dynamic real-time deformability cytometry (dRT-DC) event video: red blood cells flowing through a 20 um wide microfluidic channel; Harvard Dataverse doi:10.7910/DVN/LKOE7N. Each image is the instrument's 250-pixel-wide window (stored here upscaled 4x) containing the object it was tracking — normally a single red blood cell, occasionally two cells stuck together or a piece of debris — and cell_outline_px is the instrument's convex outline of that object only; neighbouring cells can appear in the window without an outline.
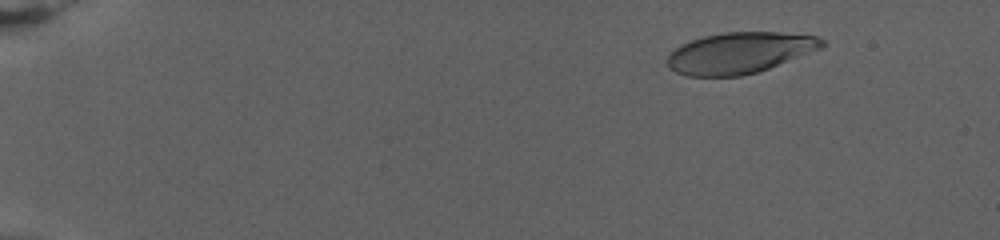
{"species": "human", "species_latin": "Homo sapiens", "temperature_condition": "warm", "stored_images_in_passage": 50, "camera_frame_rate_fps": 3000, "um_per_image_px": 0.085, "donor": {"sex": "female"}, "frame": {"image": 1, "passage_image": 7, "time_ms": 2.0, "image_size_px": [1000, 240], "cell_outline_px": [[824, 44], [820, 48], [768, 68], [756, 72], [740, 76], [688, 76], [676, 72], [668, 64], [668, 56], [676, 48], [692, 40], [704, 36], [724, 32], [780, 32], [816, 36], [824, 40]], "centroid_in_image_um": [62.86, 4.48], "position_along_channel_um": 22.1, "area_um2": 36.36}}
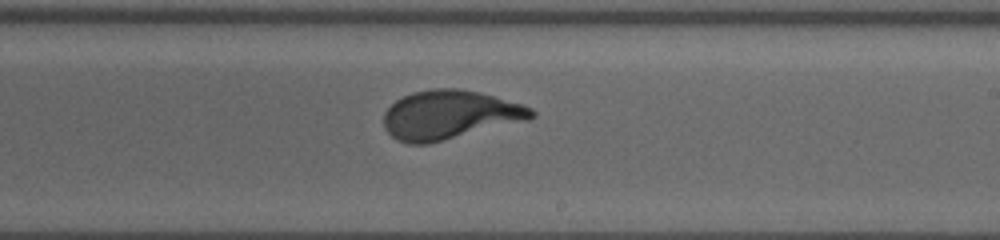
{"frame": {"image": 2, "passage_image": 29, "time_ms": 9.333, "image_size_px": [1000, 240], "cell_outline_px": [[536, 116], [528, 120], [428, 144], [408, 144], [396, 140], [384, 128], [384, 112], [396, 100], [412, 92], [436, 88], [456, 88], [480, 92], [520, 104], [532, 108], [536, 112]], "centroid_in_image_um": [38.21, 9.77], "position_along_channel_um": 250.8, "area_um2": 42.02}}
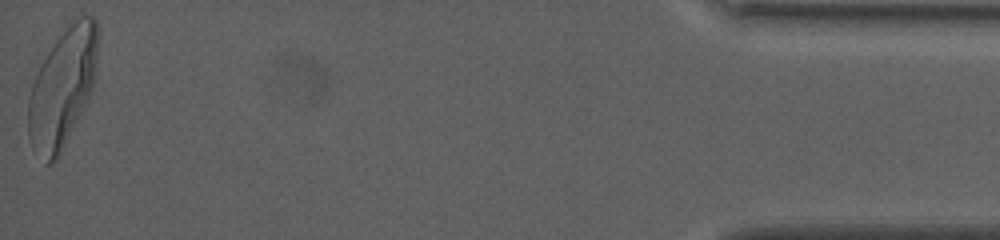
{"frame": {"image": 3, "passage_image": 50, "time_ms": 16.333, "image_size_px": [1000, 240], "cell_outline_px": [[96, 56], [92, 88], [60, 156], [56, 160], [48, 164], [44, 164], [32, 148], [28, 140], [28, 100], [32, 84], [48, 52], [56, 40], [80, 16], [92, 16], [96, 20]], "centroid_in_image_um": [5.26, 7.57], "position_along_channel_um": 429.9, "area_um2": 46.7}, "authors_computed_cell_mechanics": {"area_um2": 40.9224, "velocity_mm_per_s": 4.1471, "shape_relaxation_time_tau1_ms": 1.809, "shape_relaxation_time_tau2_ms": null, "deformation_change_tau1": 0.1973, "deformation_change_tau2": null}}